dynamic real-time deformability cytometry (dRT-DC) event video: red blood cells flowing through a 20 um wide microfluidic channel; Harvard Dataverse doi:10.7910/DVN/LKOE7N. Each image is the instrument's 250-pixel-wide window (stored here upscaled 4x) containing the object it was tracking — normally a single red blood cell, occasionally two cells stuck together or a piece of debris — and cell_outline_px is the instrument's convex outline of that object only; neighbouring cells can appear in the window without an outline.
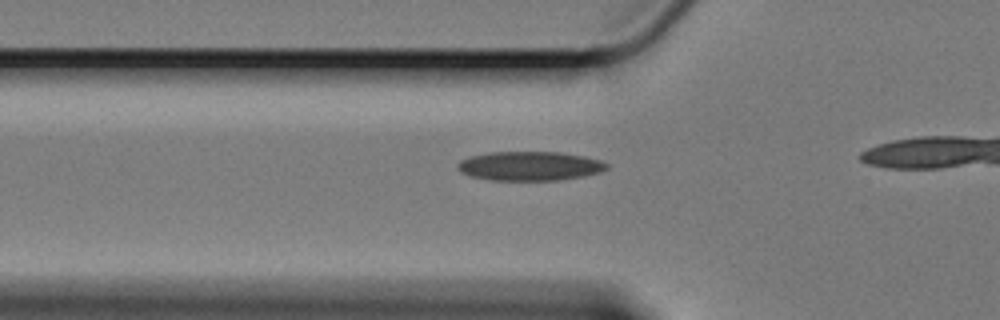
{"species": "Egyptian fruit bat (a non-hibernating species)", "species_latin": "Rousettus aegyptiacus", "temperature_condition": "cold", "stored_images_in_passage": 10, "camera_frame_rate_fps": 3000, "um_per_image_px": 0.085, "animal": {"sex": "female"}, "frame": {"image": 1, "passage_image": 4, "time_ms": 1.0, "image_size_px": [1000, 320], "cell_outline_px": [[608, 168], [600, 172], [584, 176], [560, 180], [492, 180], [472, 176], [460, 172], [456, 168], [456, 164], [460, 160], [468, 156], [488, 152], [560, 152], [584, 156], [600, 160], [608, 164]], "centroid_in_image_um": [45.0, 14.1], "position_along_channel_um": 80.8, "area_um2": 25.49}}
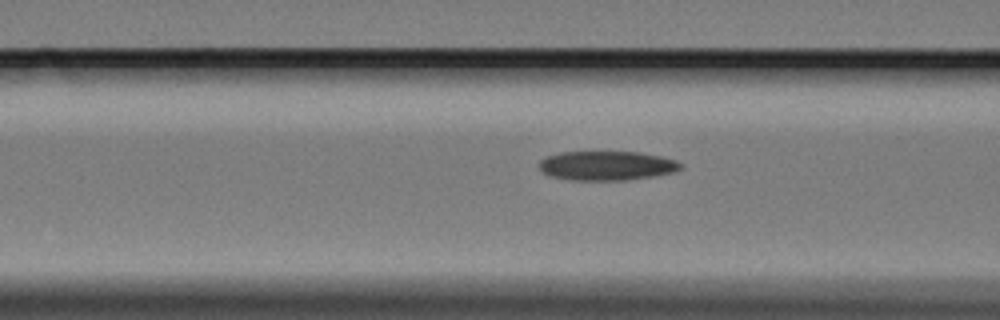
{"frame": {"image": 2, "passage_image": 7, "time_ms": 2.0, "image_size_px": [1000, 320], "cell_outline_px": [[684, 168], [672, 172], [652, 176], [624, 180], [572, 180], [548, 176], [540, 168], [540, 160], [548, 156], [560, 152], [640, 152], [660, 156], [676, 160], [684, 164]], "centroid_in_image_um": [51.6, 14.08], "position_along_channel_um": 115.0, "area_um2": 24.1}}